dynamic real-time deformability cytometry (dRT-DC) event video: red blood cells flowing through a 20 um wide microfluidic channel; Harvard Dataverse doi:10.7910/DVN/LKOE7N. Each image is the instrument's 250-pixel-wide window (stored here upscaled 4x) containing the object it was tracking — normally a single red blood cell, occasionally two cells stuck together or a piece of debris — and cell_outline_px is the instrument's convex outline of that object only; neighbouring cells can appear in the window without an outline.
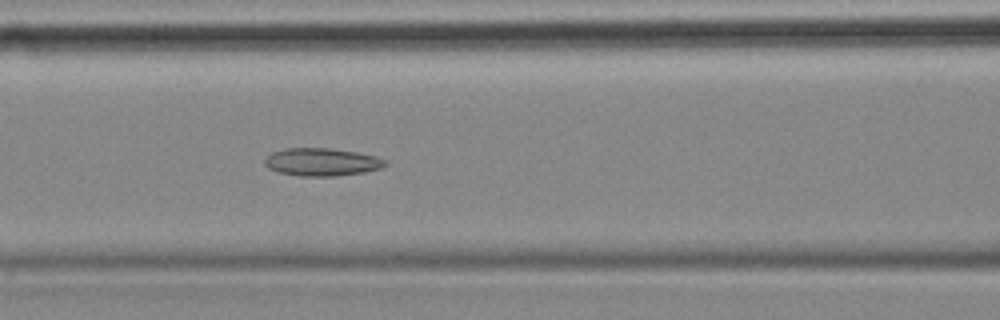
{"species": "common noctule bat (a hibernating species)", "species_latin": "Nyctalus noctula", "temperature_condition": "cold", "stored_images_in_passage": 53, "camera_frame_rate_fps": 3000, "um_per_image_px": 0.085, "animal": {"sex": "female", "body_mass_g": 18.4}, "frame": {"image": 1, "passage_image": 20, "time_ms": 6.333, "image_size_px": [1000, 320], "cell_outline_px": [[388, 164], [384, 168], [364, 172], [336, 176], [300, 176], [276, 172], [268, 168], [264, 164], [264, 160], [272, 152], [284, 148], [332, 148], [356, 152], [376, 156], [388, 160]], "centroid_in_image_um": [27.38, 13.77], "position_along_channel_um": 139.2, "area_um2": 19.83}}
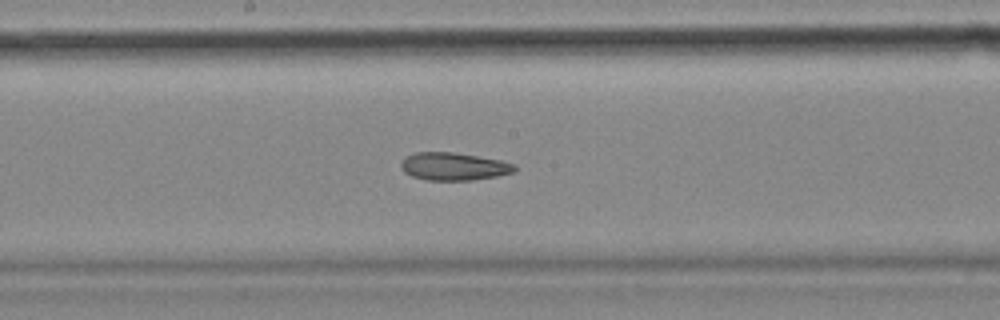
{"frame": {"image": 2, "passage_image": 26, "time_ms": 8.333, "image_size_px": [1000, 320], "cell_outline_px": [[516, 168], [512, 172], [496, 176], [472, 180], [428, 180], [412, 176], [404, 172], [400, 164], [408, 156], [416, 152], [452, 152], [500, 160], [516, 164]], "centroid_in_image_um": [38.57, 14.15], "position_along_channel_um": 209.6, "area_um2": 18.09}}
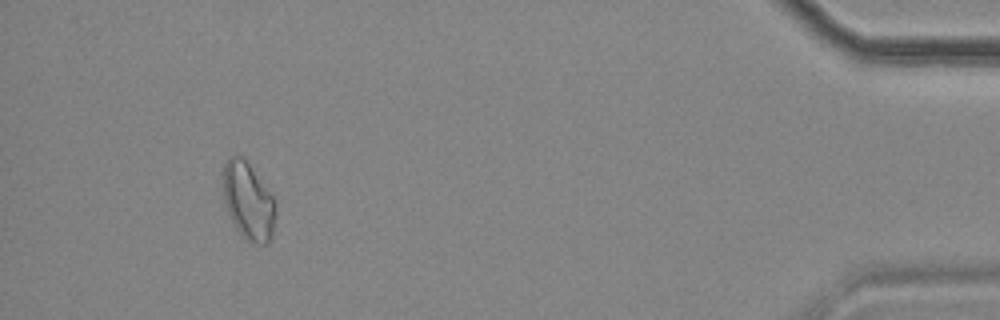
{"frame": {"image": 3, "passage_image": 49, "time_ms": 16.0, "image_size_px": [1000, 320], "cell_outline_px": [[276, 212], [272, 236], [268, 244], [260, 244], [248, 240], [236, 228], [228, 212], [224, 200], [220, 172], [224, 164], [232, 156], [244, 156], [272, 196], [276, 204]], "centroid_in_image_um": [21.08, 17.05], "position_along_channel_um": 414.1, "area_um2": 23.81}, "authors_computed_cell_mechanics": {"area_um2": 19.8254, "velocity_mm_per_s": 3.5395, "shape_relaxation_time_tau1_ms": null, "shape_relaxation_time_tau2_ms": 5.2754, "deformation_change_tau1": null, "deformation_change_tau2": 0.1305}}